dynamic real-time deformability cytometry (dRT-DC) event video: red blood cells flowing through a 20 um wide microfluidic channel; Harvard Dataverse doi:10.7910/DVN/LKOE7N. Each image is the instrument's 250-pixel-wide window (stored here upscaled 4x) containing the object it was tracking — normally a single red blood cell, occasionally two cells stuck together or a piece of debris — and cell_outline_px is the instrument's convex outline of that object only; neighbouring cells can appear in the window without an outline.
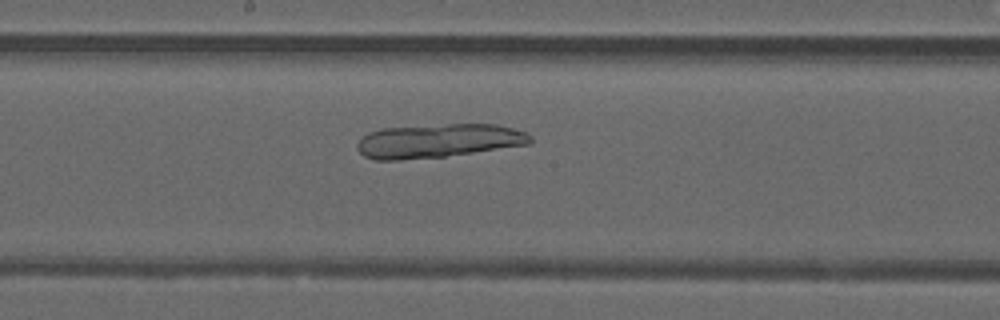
{"species": "common noctule bat (a hibernating species)", "species_latin": "Nyctalus noctula", "temperature_condition": "warm", "stored_images_in_passage": 49, "camera_frame_rate_fps": 3000, "um_per_image_px": 0.085, "animal": {"sex": "male", "forearm_length_mm": 52.5}, "frame": {"image": 1, "passage_image": 27, "time_ms": 8.667, "image_size_px": [1000, 320], "cell_outline_px": [[532, 140], [528, 144], [444, 156], [400, 160], [372, 160], [364, 156], [356, 148], [356, 144], [368, 132], [380, 128], [448, 124], [496, 124], [512, 128], [524, 132], [532, 136]], "centroid_in_image_um": [37.2, 11.96], "position_along_channel_um": 211.0, "area_um2": 33.93}}
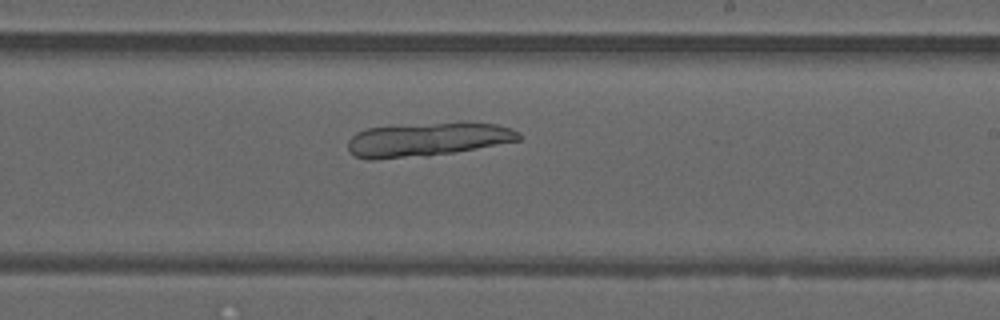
{"frame": {"image": 2, "passage_image": 30, "time_ms": 9.667, "image_size_px": [1000, 320], "cell_outline_px": [[520, 140], [476, 148], [428, 156], [376, 160], [368, 160], [356, 156], [348, 148], [348, 140], [356, 132], [368, 128], [464, 120], [496, 124], [512, 128], [520, 132]], "centroid_in_image_um": [36.36, 11.83], "position_along_channel_um": 252.6, "area_um2": 34.16}}